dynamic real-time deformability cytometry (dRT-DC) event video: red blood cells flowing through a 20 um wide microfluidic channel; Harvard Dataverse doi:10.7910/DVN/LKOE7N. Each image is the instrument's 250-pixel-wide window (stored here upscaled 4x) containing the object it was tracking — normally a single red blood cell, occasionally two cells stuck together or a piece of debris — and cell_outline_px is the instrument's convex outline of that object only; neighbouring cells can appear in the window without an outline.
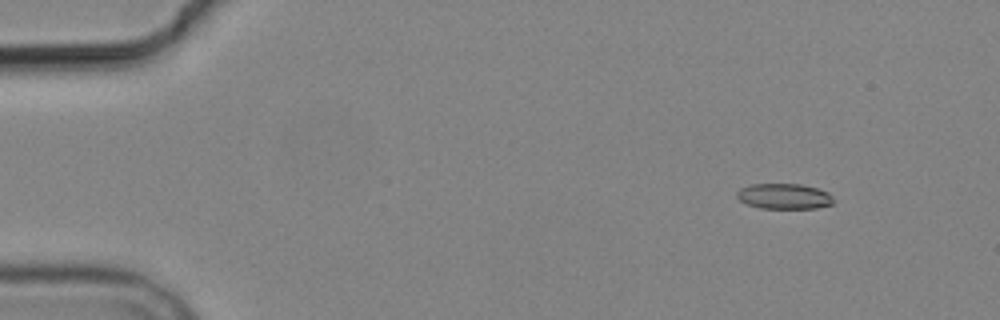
{"species": "common noctule bat (a hibernating species)", "species_latin": "Nyctalus noctula", "temperature_condition": "cold", "stored_images_in_passage": 5, "camera_frame_rate_fps": 3000, "um_per_image_px": 0.085, "animal": {"sex": "male", "body_mass_g": 19.2, "forearm_length_mm": 51.8}, "frame": {"image": 1, "passage_image": 2, "time_ms": 1.333, "image_size_px": [1000, 320], "cell_outline_px": [[832, 204], [816, 208], [760, 208], [748, 204], [740, 200], [736, 196], [736, 192], [740, 188], [748, 184], [800, 184], [816, 188], [828, 192], [832, 196]], "centroid_in_image_um": [66.62, 16.67], "position_along_channel_um": 18.4, "area_um2": 14.28}}
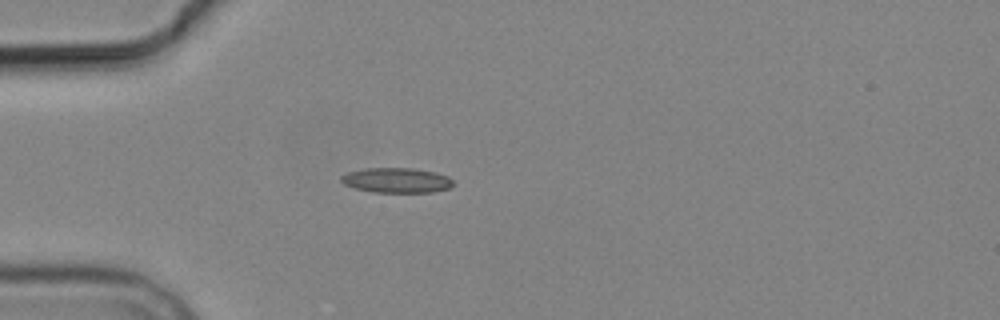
{"frame": {"image": 2, "passage_image": 5, "time_ms": 4.667, "image_size_px": [1000, 320], "cell_outline_px": [[452, 184], [448, 188], [432, 192], [372, 192], [356, 188], [344, 184], [340, 180], [340, 176], [348, 172], [364, 168], [412, 168], [436, 172], [448, 176], [452, 180]], "centroid_in_image_um": [33.69, 15.31], "position_along_channel_um": 51.3, "area_um2": 16.24}}